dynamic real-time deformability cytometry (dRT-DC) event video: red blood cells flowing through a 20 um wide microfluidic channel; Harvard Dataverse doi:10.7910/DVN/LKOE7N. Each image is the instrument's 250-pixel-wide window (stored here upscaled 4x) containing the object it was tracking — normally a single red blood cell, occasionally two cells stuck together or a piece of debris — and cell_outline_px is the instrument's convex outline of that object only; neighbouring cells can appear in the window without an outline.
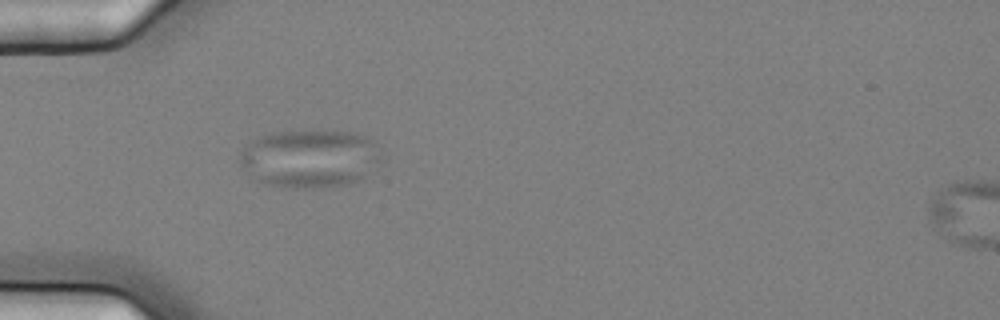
{"species": "common noctule bat (a hibernating species)", "species_latin": "Nyctalus noctula", "temperature_condition": "cold", "stored_images_in_passage": 2, "camera_frame_rate_fps": 3000, "um_per_image_px": 0.085, "animal": {"sex": "female", "body_mass_g": 25.1}, "frame": {"image": 1, "passage_image": 1, "time_ms": 0.0, "image_size_px": [1000, 320], "cell_outline_px": [[376, 144], [364, 180], [348, 184], [316, 188], [292, 188], [264, 184], [256, 180], [240, 164], [240, 148], [256, 136], [272, 132], [316, 128], [356, 132], [372, 140]], "centroid_in_image_um": [26.18, 13.42], "position_along_channel_um": 58.8, "area_um2": 48.09}}